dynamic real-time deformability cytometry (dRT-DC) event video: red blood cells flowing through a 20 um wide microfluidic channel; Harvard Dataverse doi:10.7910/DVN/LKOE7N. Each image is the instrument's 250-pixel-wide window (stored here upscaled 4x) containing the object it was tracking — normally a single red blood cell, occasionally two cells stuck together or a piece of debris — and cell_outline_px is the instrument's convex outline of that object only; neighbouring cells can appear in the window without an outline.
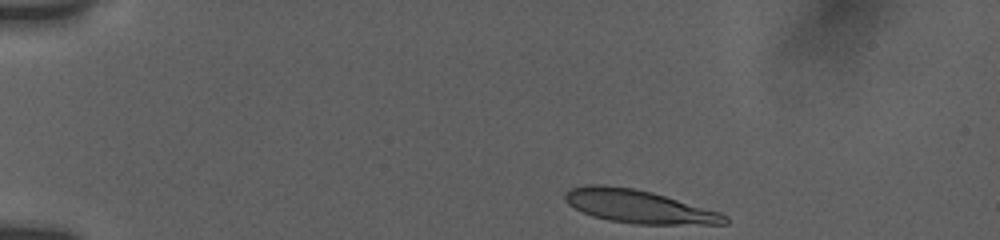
{"species": "human", "species_latin": "Homo sapiens", "temperature_condition": "room temperature", "stored_images_in_passage": 27, "camera_frame_rate_fps": 3000, "um_per_image_px": 0.085, "donor": {"sex": "female"}, "frame": {"image": 1, "passage_image": 1, "time_ms": 0.0, "image_size_px": [1000, 240], "cell_outline_px": [[728, 224], [636, 224], [608, 220], [592, 216], [568, 204], [564, 200], [564, 192], [572, 188], [584, 184], [604, 184], [632, 188], [652, 192], [720, 212], [728, 216]], "centroid_in_image_um": [54.27, 17.54], "position_along_channel_um": 30.7, "area_um2": 30.87}}
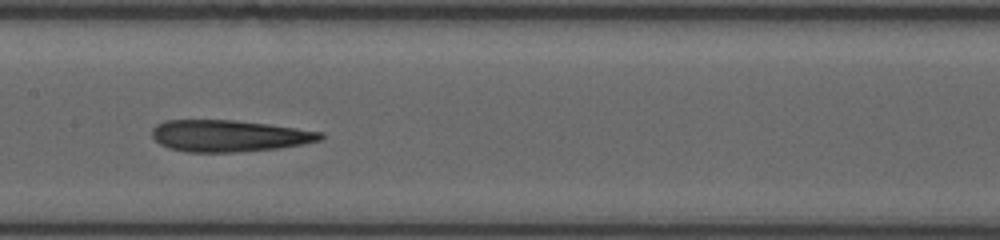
{"frame": {"image": 2, "passage_image": 11, "time_ms": 6.333, "image_size_px": [1000, 240], "cell_outline_px": [[324, 136], [320, 140], [304, 144], [280, 148], [236, 152], [188, 152], [168, 148], [160, 144], [152, 136], [152, 128], [156, 124], [164, 120], [236, 120], [268, 124], [324, 132]], "centroid_in_image_um": [19.46, 11.54], "position_along_channel_um": 187.9, "area_um2": 31.21}}
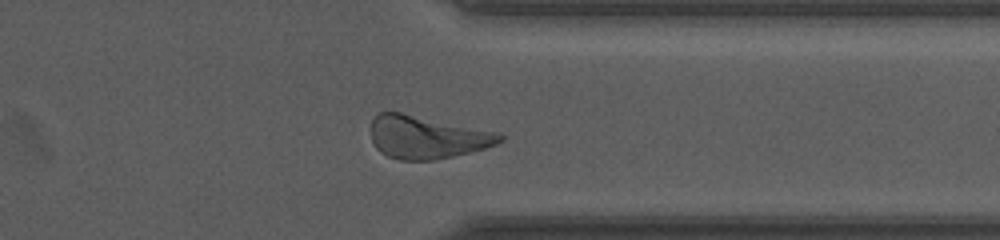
{"frame": {"image": 3, "passage_image": 23, "time_ms": 11.333, "image_size_px": [1000, 240], "cell_outline_px": [[504, 140], [496, 144], [484, 148], [452, 156], [432, 160], [400, 160], [388, 156], [380, 152], [376, 148], [372, 140], [372, 120], [376, 112], [400, 112], [496, 132], [504, 136]], "centroid_in_image_um": [36.24, 11.66], "position_along_channel_um": 375.2, "area_um2": 31.79}, "authors_computed_cell_mechanics": {"area_um2": 31.0964, "velocity_mm_per_s": 3.7625, "shape_relaxation_time_tau1_ms": 6.0676, "shape_relaxation_time_tau2_ms": 2.8334, "deformation_change_tau1": 0.1779, "deformation_change_tau2": 0.1296}}